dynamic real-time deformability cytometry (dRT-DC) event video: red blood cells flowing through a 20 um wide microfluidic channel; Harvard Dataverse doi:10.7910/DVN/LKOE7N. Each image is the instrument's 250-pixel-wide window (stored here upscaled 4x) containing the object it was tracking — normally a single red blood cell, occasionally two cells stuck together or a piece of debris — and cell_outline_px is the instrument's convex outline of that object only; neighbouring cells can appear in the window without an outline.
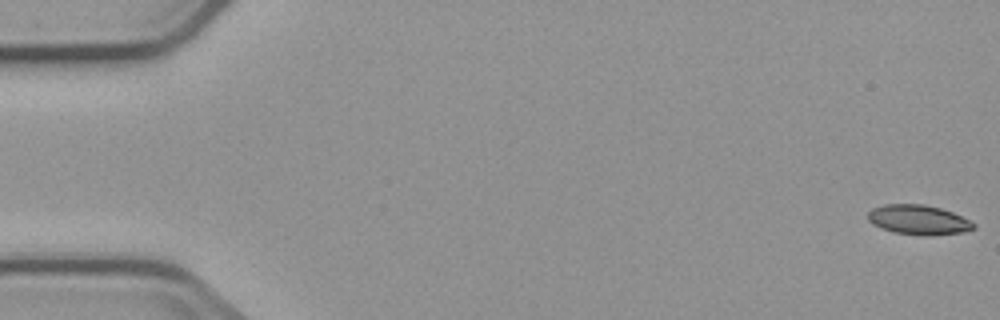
{"species": "common noctule bat (a hibernating species)", "species_latin": "Nyctalus noctula", "temperature_condition": "cold", "stored_images_in_passage": 5, "segment_of_instrument_passage": [1, 2], "camera_frame_rate_fps": 3000, "um_per_image_px": 0.085, "animal": {"sex": "male", "body_mass_g": 23.1, "forearm_length_mm": 52.7}, "frame": {"image": 1, "passage_image": 1, "time_ms": 0.0, "image_size_px": [1000, 320], "cell_outline_px": [[976, 228], [964, 232], [928, 236], [924, 236], [896, 232], [872, 224], [868, 220], [868, 212], [872, 208], [884, 204], [924, 204], [940, 208], [952, 212], [976, 224]], "centroid_in_image_um": [78.08, 18.68], "position_along_channel_um": 6.9, "area_um2": 18.21}}
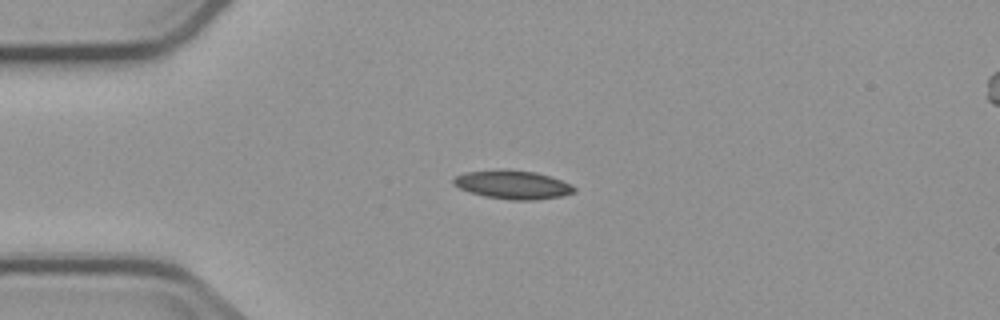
{"frame": {"image": 2, "passage_image": 4, "time_ms": 4.333, "image_size_px": [1000, 320], "cell_outline_px": [[576, 192], [560, 196], [536, 200], [512, 200], [484, 196], [460, 188], [452, 180], [456, 176], [464, 172], [500, 168], [508, 168], [536, 172], [552, 176], [572, 184], [576, 188]], "centroid_in_image_um": [43.63, 15.67], "position_along_channel_um": 41.4, "area_um2": 20.4}}